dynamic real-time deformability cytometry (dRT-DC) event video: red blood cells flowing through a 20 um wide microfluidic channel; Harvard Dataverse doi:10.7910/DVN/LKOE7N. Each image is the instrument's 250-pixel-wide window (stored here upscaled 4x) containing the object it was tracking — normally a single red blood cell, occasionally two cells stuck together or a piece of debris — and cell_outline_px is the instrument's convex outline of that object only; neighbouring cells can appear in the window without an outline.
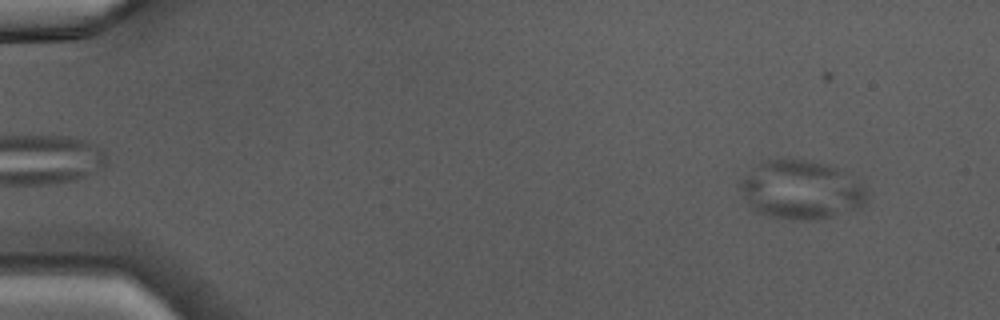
{"species": "Egyptian fruit bat (a non-hibernating species)", "species_latin": "Rousettus aegyptiacus", "temperature_condition": "warm", "stored_images_in_passage": 46, "camera_frame_rate_fps": 3000, "um_per_image_px": 0.085, "animal": {"sex": "male"}, "frame": {"image": 1, "passage_image": 4, "time_ms": 1.0, "image_size_px": [1000, 320], "cell_outline_px": [[868, 200], [864, 204], [832, 216], [820, 220], [788, 220], [768, 216], [756, 212], [748, 204], [740, 188], [740, 180], [756, 164], [764, 160], [788, 156], [828, 164], [840, 168], [860, 184], [868, 192]], "centroid_in_image_um": [68.05, 16.11], "position_along_channel_um": 16.9, "area_um2": 43.99}}
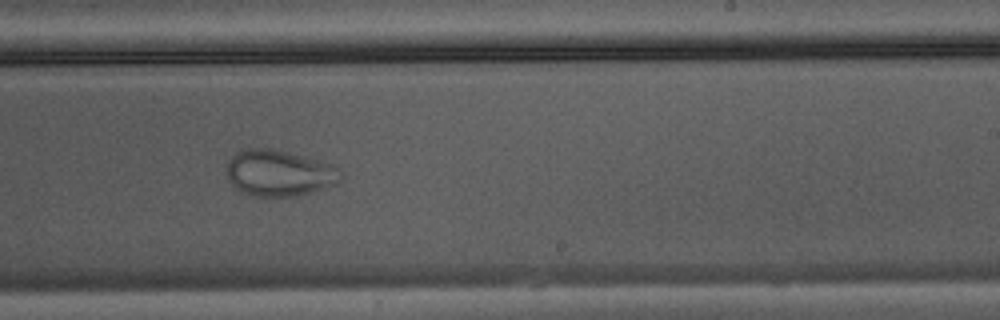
{"frame": {"image": 2, "passage_image": 29, "time_ms": 9.333, "image_size_px": [1000, 320], "cell_outline_px": [[340, 180], [336, 184], [308, 192], [292, 196], [252, 196], [236, 188], [228, 180], [228, 160], [236, 152], [244, 148], [272, 148], [288, 152], [316, 160], [340, 168]], "centroid_in_image_um": [23.68, 14.69], "position_along_channel_um": 265.3, "area_um2": 30.23}}